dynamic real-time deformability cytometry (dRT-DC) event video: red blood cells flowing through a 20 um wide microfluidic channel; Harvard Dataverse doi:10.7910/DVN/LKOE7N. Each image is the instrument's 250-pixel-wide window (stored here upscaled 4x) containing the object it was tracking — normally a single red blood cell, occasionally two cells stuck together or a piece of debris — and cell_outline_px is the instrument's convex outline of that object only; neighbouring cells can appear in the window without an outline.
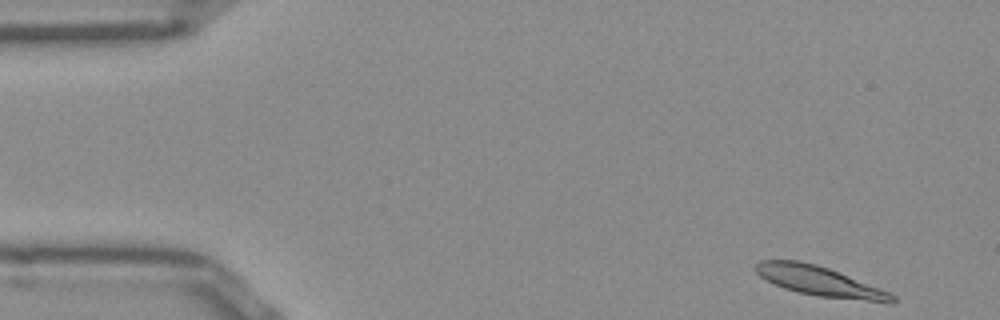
{"species": "Egyptian fruit bat (a non-hibernating species)", "species_latin": "Rousettus aegyptiacus", "temperature_condition": "room temperature", "stored_images_in_passage": 48, "camera_frame_rate_fps": 3000, "um_per_image_px": 0.085, "frame": {"image": 1, "passage_image": 1, "time_ms": 0.0, "image_size_px": [1000, 320], "cell_outline_px": [[896, 300], [892, 304], [888, 304], [816, 296], [796, 292], [784, 288], [760, 276], [756, 272], [756, 264], [760, 260], [796, 260], [816, 264], [828, 268], [888, 292], [896, 296]], "centroid_in_image_um": [69.71, 23.93], "position_along_channel_um": 15.3, "area_um2": 23.52}}
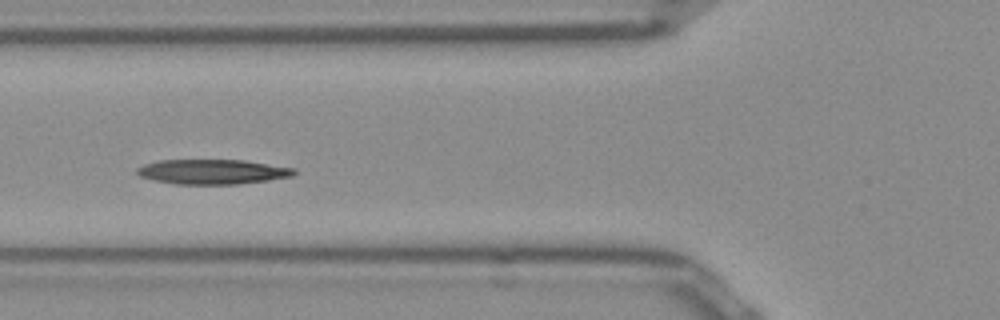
{"frame": {"image": 2, "passage_image": 16, "time_ms": 5.0, "image_size_px": [1000, 320], "cell_outline_px": [[296, 172], [292, 176], [268, 180], [240, 184], [176, 184], [152, 180], [140, 176], [136, 172], [136, 168], [144, 164], [160, 160], [244, 160], [296, 168]], "centroid_in_image_um": [18.06, 14.6], "position_along_channel_um": 107.7, "area_um2": 22.77}}
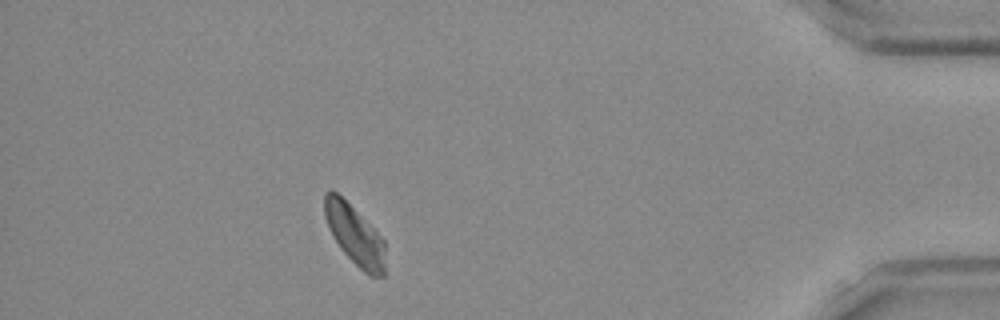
{"frame": {"image": 3, "passage_image": 43, "time_ms": 14.0, "image_size_px": [1000, 320], "cell_outline_px": [[384, 276], [368, 276], [340, 248], [328, 228], [324, 216], [324, 192], [332, 188], [384, 240]], "centroid_in_image_um": [30.11, 19.97], "position_along_channel_um": 405.1, "area_um2": 20.58}, "authors_computed_cell_mechanics": {"area_um2": 22.4842, "velocity_mm_per_s": 3.8987, "shape_relaxation_time_tau1_ms": 6.7207, "shape_relaxation_time_tau2_ms": null, "deformation_change_tau1": 0.1823, "deformation_change_tau2": null}}